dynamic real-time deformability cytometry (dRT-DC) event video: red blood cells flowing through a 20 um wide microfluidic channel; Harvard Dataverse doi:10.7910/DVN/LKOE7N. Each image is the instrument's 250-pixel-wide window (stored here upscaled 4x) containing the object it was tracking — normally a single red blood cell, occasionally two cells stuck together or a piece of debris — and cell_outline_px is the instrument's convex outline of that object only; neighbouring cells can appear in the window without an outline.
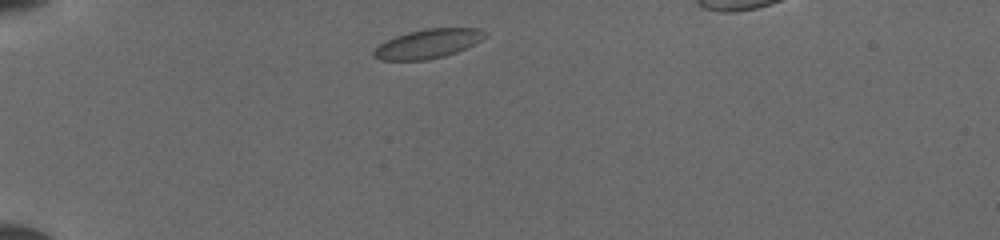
{"species": "common noctule bat (a hibernating species)", "species_latin": "Nyctalus noctula", "temperature_condition": "cold", "stored_images_in_passage": 7, "camera_frame_rate_fps": 3000, "um_per_image_px": 0.085, "animal": {"sex": "female", "body_mass_g": 19.5, "forearm_length_mm": 54.1}, "frame": {"image": 1, "passage_image": 2, "time_ms": 0.333, "image_size_px": [1000, 240], "cell_outline_px": [[488, 32], [480, 40], [456, 52], [444, 56], [428, 60], [380, 60], [372, 56], [372, 52], [384, 40], [408, 32], [424, 28], [480, 28]], "centroid_in_image_um": [36.33, 3.71], "position_along_channel_um": 48.7, "area_um2": 18.84}}